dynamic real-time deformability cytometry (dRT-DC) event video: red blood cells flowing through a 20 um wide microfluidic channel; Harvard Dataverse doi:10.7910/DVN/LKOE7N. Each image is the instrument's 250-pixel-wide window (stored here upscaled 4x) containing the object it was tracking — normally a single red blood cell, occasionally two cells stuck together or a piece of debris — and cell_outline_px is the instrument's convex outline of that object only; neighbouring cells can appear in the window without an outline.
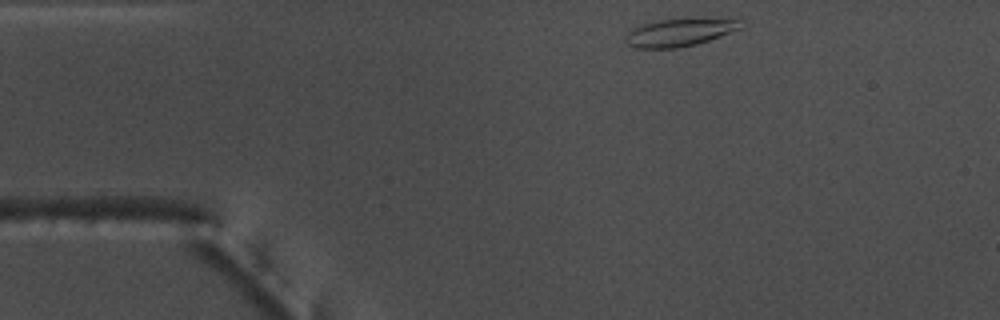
{"species": "common noctule bat (a hibernating species)", "species_latin": "Nyctalus noctula", "temperature_condition": "warm", "stored_images_in_passage": 37, "camera_frame_rate_fps": 3000, "um_per_image_px": 0.085, "animal": {"sex": "male", "body_mass_g": 17.5, "forearm_length_mm": 52.3}, "frame": {"image": 1, "passage_image": 1, "time_ms": 0.0, "image_size_px": [1000, 320], "cell_outline_px": [[744, 28], [696, 44], [676, 48], [636, 48], [628, 44], [624, 40], [624, 36], [628, 32], [644, 24], [660, 20], [692, 16], [740, 16]], "centroid_in_image_um": [57.97, 2.67], "position_along_channel_um": 27.0, "area_um2": 19.77}}
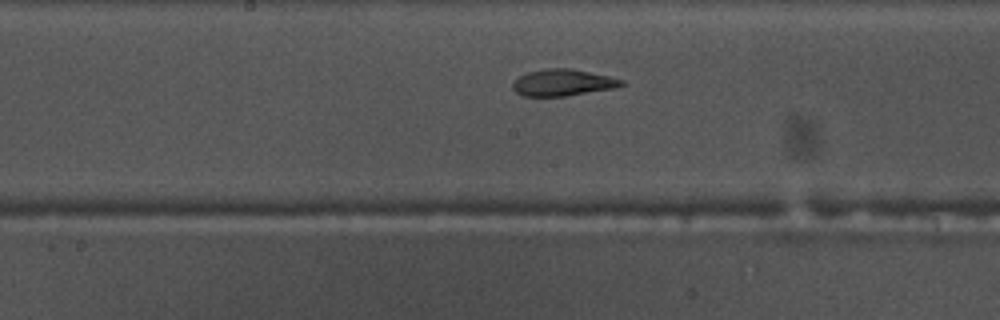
{"frame": {"image": 2, "passage_image": 19, "time_ms": 6.0, "image_size_px": [1000, 320], "cell_outline_px": [[624, 84], [616, 88], [568, 96], [524, 96], [516, 92], [512, 88], [512, 84], [520, 76], [528, 72], [544, 68], [572, 68], [608, 76], [624, 80]], "centroid_in_image_um": [47.85, 7.02], "position_along_channel_um": 200.3, "area_um2": 16.94}}
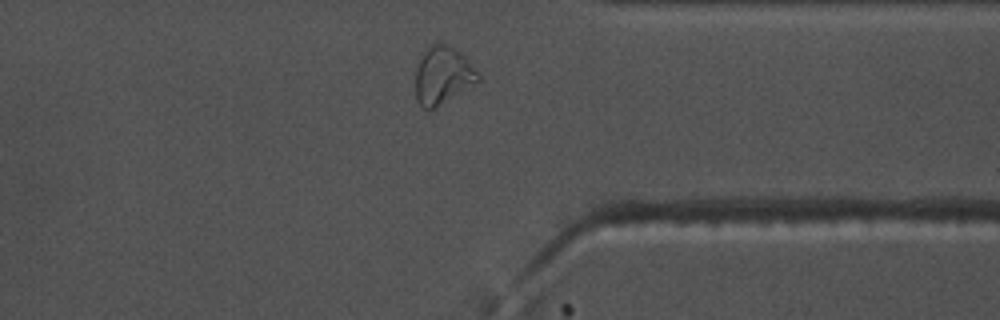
{"frame": {"image": 3, "passage_image": 33, "time_ms": 10.667, "image_size_px": [1000, 320], "cell_outline_px": [[480, 80], [432, 108], [424, 108], [416, 100], [416, 68], [424, 52], [432, 44], [448, 44], [456, 48], [468, 60], [480, 76]], "centroid_in_image_um": [37.62, 6.37], "position_along_channel_um": 373.8, "area_um2": 20.29}, "authors_computed_cell_mechanics": {"area_um2": 17.2822, "velocity_mm_per_s": 3.8153, "shape_relaxation_time_tau1_ms": null, "shape_relaxation_time_tau2_ms": 2.3129, "deformation_change_tau1": null, "deformation_change_tau2": 0.0928}}